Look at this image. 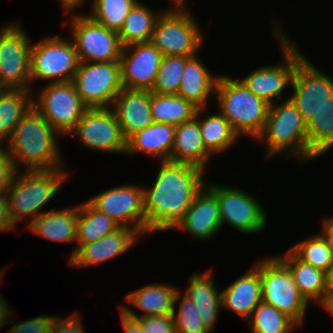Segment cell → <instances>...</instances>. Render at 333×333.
I'll return each mask as SVG.
<instances>
[{"mask_svg": "<svg viewBox=\"0 0 333 333\" xmlns=\"http://www.w3.org/2000/svg\"><path fill=\"white\" fill-rule=\"evenodd\" d=\"M205 174L190 164L160 161L154 183L142 186L145 236L177 228L194 197L206 184Z\"/></svg>", "mask_w": 333, "mask_h": 333, "instance_id": "obj_1", "label": "cell"}, {"mask_svg": "<svg viewBox=\"0 0 333 333\" xmlns=\"http://www.w3.org/2000/svg\"><path fill=\"white\" fill-rule=\"evenodd\" d=\"M60 137L32 106L16 125L3 149L13 160L16 170L57 169L66 167L59 149Z\"/></svg>", "mask_w": 333, "mask_h": 333, "instance_id": "obj_2", "label": "cell"}, {"mask_svg": "<svg viewBox=\"0 0 333 333\" xmlns=\"http://www.w3.org/2000/svg\"><path fill=\"white\" fill-rule=\"evenodd\" d=\"M66 168L16 171L6 192L8 214L16 228L22 222L26 227L46 212L44 206L55 200L71 175Z\"/></svg>", "mask_w": 333, "mask_h": 333, "instance_id": "obj_3", "label": "cell"}, {"mask_svg": "<svg viewBox=\"0 0 333 333\" xmlns=\"http://www.w3.org/2000/svg\"><path fill=\"white\" fill-rule=\"evenodd\" d=\"M254 142L265 143V161L292 157L301 166L317 160L308 147L306 122L289 96L269 105L264 129Z\"/></svg>", "mask_w": 333, "mask_h": 333, "instance_id": "obj_4", "label": "cell"}, {"mask_svg": "<svg viewBox=\"0 0 333 333\" xmlns=\"http://www.w3.org/2000/svg\"><path fill=\"white\" fill-rule=\"evenodd\" d=\"M220 74L215 88V104L234 131L255 141L264 129L269 104L250 91L239 78ZM219 109V110H218Z\"/></svg>", "mask_w": 333, "mask_h": 333, "instance_id": "obj_5", "label": "cell"}, {"mask_svg": "<svg viewBox=\"0 0 333 333\" xmlns=\"http://www.w3.org/2000/svg\"><path fill=\"white\" fill-rule=\"evenodd\" d=\"M273 39L279 46L281 62L259 66L249 71L247 75L238 77L243 84L269 105L284 100L282 95L291 87L293 73L297 64L306 56L296 41H293L284 24L275 16L272 17ZM288 87V88H287ZM286 90V91H285Z\"/></svg>", "mask_w": 333, "mask_h": 333, "instance_id": "obj_6", "label": "cell"}, {"mask_svg": "<svg viewBox=\"0 0 333 333\" xmlns=\"http://www.w3.org/2000/svg\"><path fill=\"white\" fill-rule=\"evenodd\" d=\"M198 20L188 7H166L155 22L151 43L164 56H195L205 46Z\"/></svg>", "mask_w": 333, "mask_h": 333, "instance_id": "obj_7", "label": "cell"}, {"mask_svg": "<svg viewBox=\"0 0 333 333\" xmlns=\"http://www.w3.org/2000/svg\"><path fill=\"white\" fill-rule=\"evenodd\" d=\"M69 38V39H68ZM78 53L70 37L54 34L46 35L38 42L31 43L30 84L47 81L49 83L71 82L79 66Z\"/></svg>", "mask_w": 333, "mask_h": 333, "instance_id": "obj_8", "label": "cell"}, {"mask_svg": "<svg viewBox=\"0 0 333 333\" xmlns=\"http://www.w3.org/2000/svg\"><path fill=\"white\" fill-rule=\"evenodd\" d=\"M65 10L63 27L69 28L80 62H115L121 58L122 48L118 32L107 29L85 13ZM69 16V18H68ZM71 34V35H70Z\"/></svg>", "mask_w": 333, "mask_h": 333, "instance_id": "obj_9", "label": "cell"}, {"mask_svg": "<svg viewBox=\"0 0 333 333\" xmlns=\"http://www.w3.org/2000/svg\"><path fill=\"white\" fill-rule=\"evenodd\" d=\"M262 302L286 314L299 327L305 320L309 304L300 295L292 273L274 254L260 259Z\"/></svg>", "mask_w": 333, "mask_h": 333, "instance_id": "obj_10", "label": "cell"}, {"mask_svg": "<svg viewBox=\"0 0 333 333\" xmlns=\"http://www.w3.org/2000/svg\"><path fill=\"white\" fill-rule=\"evenodd\" d=\"M209 183V184H208ZM218 200L221 227L224 224L240 234H260L268 224V213L258 197L236 186L207 182L205 184Z\"/></svg>", "mask_w": 333, "mask_h": 333, "instance_id": "obj_11", "label": "cell"}, {"mask_svg": "<svg viewBox=\"0 0 333 333\" xmlns=\"http://www.w3.org/2000/svg\"><path fill=\"white\" fill-rule=\"evenodd\" d=\"M32 92V106L61 136H68L88 107L72 82L45 83ZM39 90V91H38Z\"/></svg>", "mask_w": 333, "mask_h": 333, "instance_id": "obj_12", "label": "cell"}, {"mask_svg": "<svg viewBox=\"0 0 333 333\" xmlns=\"http://www.w3.org/2000/svg\"><path fill=\"white\" fill-rule=\"evenodd\" d=\"M22 21L0 27V83L5 89H31V43Z\"/></svg>", "mask_w": 333, "mask_h": 333, "instance_id": "obj_13", "label": "cell"}, {"mask_svg": "<svg viewBox=\"0 0 333 333\" xmlns=\"http://www.w3.org/2000/svg\"><path fill=\"white\" fill-rule=\"evenodd\" d=\"M71 82L88 108H110L123 89L120 62H80Z\"/></svg>", "mask_w": 333, "mask_h": 333, "instance_id": "obj_14", "label": "cell"}, {"mask_svg": "<svg viewBox=\"0 0 333 333\" xmlns=\"http://www.w3.org/2000/svg\"><path fill=\"white\" fill-rule=\"evenodd\" d=\"M69 135L88 151L126 153V139L111 107L88 108Z\"/></svg>", "mask_w": 333, "mask_h": 333, "instance_id": "obj_15", "label": "cell"}, {"mask_svg": "<svg viewBox=\"0 0 333 333\" xmlns=\"http://www.w3.org/2000/svg\"><path fill=\"white\" fill-rule=\"evenodd\" d=\"M116 186L101 191L87 201L120 226L133 228L145 238L142 184L125 183Z\"/></svg>", "mask_w": 333, "mask_h": 333, "instance_id": "obj_16", "label": "cell"}, {"mask_svg": "<svg viewBox=\"0 0 333 333\" xmlns=\"http://www.w3.org/2000/svg\"><path fill=\"white\" fill-rule=\"evenodd\" d=\"M315 66L305 56L296 66L289 98L296 105L305 122L310 120L333 98V76Z\"/></svg>", "mask_w": 333, "mask_h": 333, "instance_id": "obj_17", "label": "cell"}, {"mask_svg": "<svg viewBox=\"0 0 333 333\" xmlns=\"http://www.w3.org/2000/svg\"><path fill=\"white\" fill-rule=\"evenodd\" d=\"M163 57L151 42L123 47L119 60L122 87L151 91Z\"/></svg>", "mask_w": 333, "mask_h": 333, "instance_id": "obj_18", "label": "cell"}, {"mask_svg": "<svg viewBox=\"0 0 333 333\" xmlns=\"http://www.w3.org/2000/svg\"><path fill=\"white\" fill-rule=\"evenodd\" d=\"M143 238L135 229L120 226L117 230L105 235L99 240L83 245L68 261V267L87 268L102 265L106 261L116 259L130 252L138 240Z\"/></svg>", "mask_w": 333, "mask_h": 333, "instance_id": "obj_19", "label": "cell"}, {"mask_svg": "<svg viewBox=\"0 0 333 333\" xmlns=\"http://www.w3.org/2000/svg\"><path fill=\"white\" fill-rule=\"evenodd\" d=\"M222 229L218 200L206 186L196 194L190 207L186 210L184 220L176 230L187 232L190 237L204 242L214 239Z\"/></svg>", "mask_w": 333, "mask_h": 333, "instance_id": "obj_20", "label": "cell"}, {"mask_svg": "<svg viewBox=\"0 0 333 333\" xmlns=\"http://www.w3.org/2000/svg\"><path fill=\"white\" fill-rule=\"evenodd\" d=\"M222 309L247 321L262 302L260 259L221 291Z\"/></svg>", "mask_w": 333, "mask_h": 333, "instance_id": "obj_21", "label": "cell"}, {"mask_svg": "<svg viewBox=\"0 0 333 333\" xmlns=\"http://www.w3.org/2000/svg\"><path fill=\"white\" fill-rule=\"evenodd\" d=\"M187 279L186 290L181 292L192 300L205 329L212 333L222 310L221 290L215 284L213 268H208L201 273L197 270Z\"/></svg>", "mask_w": 333, "mask_h": 333, "instance_id": "obj_22", "label": "cell"}, {"mask_svg": "<svg viewBox=\"0 0 333 333\" xmlns=\"http://www.w3.org/2000/svg\"><path fill=\"white\" fill-rule=\"evenodd\" d=\"M152 283L126 293L124 298L128 305L122 303L117 307L133 318L173 314L175 296L179 288L169 283ZM129 304L143 313L138 314Z\"/></svg>", "mask_w": 333, "mask_h": 333, "instance_id": "obj_23", "label": "cell"}, {"mask_svg": "<svg viewBox=\"0 0 333 333\" xmlns=\"http://www.w3.org/2000/svg\"><path fill=\"white\" fill-rule=\"evenodd\" d=\"M111 108L126 140L153 123L149 90L123 88L114 99Z\"/></svg>", "mask_w": 333, "mask_h": 333, "instance_id": "obj_24", "label": "cell"}, {"mask_svg": "<svg viewBox=\"0 0 333 333\" xmlns=\"http://www.w3.org/2000/svg\"><path fill=\"white\" fill-rule=\"evenodd\" d=\"M199 54L186 61L177 95L192 102L198 108H210L212 104L210 100L215 96L219 75L213 73L207 64L202 62Z\"/></svg>", "mask_w": 333, "mask_h": 333, "instance_id": "obj_25", "label": "cell"}, {"mask_svg": "<svg viewBox=\"0 0 333 333\" xmlns=\"http://www.w3.org/2000/svg\"><path fill=\"white\" fill-rule=\"evenodd\" d=\"M78 203L64 208H52L33 220L25 229L48 241L75 244L77 238Z\"/></svg>", "mask_w": 333, "mask_h": 333, "instance_id": "obj_26", "label": "cell"}, {"mask_svg": "<svg viewBox=\"0 0 333 333\" xmlns=\"http://www.w3.org/2000/svg\"><path fill=\"white\" fill-rule=\"evenodd\" d=\"M174 137L175 126L153 122L150 126L134 133L126 140L125 155L130 157L142 153V155L145 154L153 160L169 161Z\"/></svg>", "mask_w": 333, "mask_h": 333, "instance_id": "obj_27", "label": "cell"}, {"mask_svg": "<svg viewBox=\"0 0 333 333\" xmlns=\"http://www.w3.org/2000/svg\"><path fill=\"white\" fill-rule=\"evenodd\" d=\"M292 273L300 295L310 305H319L329 290L326 272L300 260L289 248L275 254Z\"/></svg>", "mask_w": 333, "mask_h": 333, "instance_id": "obj_28", "label": "cell"}, {"mask_svg": "<svg viewBox=\"0 0 333 333\" xmlns=\"http://www.w3.org/2000/svg\"><path fill=\"white\" fill-rule=\"evenodd\" d=\"M213 156L206 150L198 121H191L175 126L174 143L169 161L190 164L207 172L209 160Z\"/></svg>", "mask_w": 333, "mask_h": 333, "instance_id": "obj_29", "label": "cell"}, {"mask_svg": "<svg viewBox=\"0 0 333 333\" xmlns=\"http://www.w3.org/2000/svg\"><path fill=\"white\" fill-rule=\"evenodd\" d=\"M207 109L198 108L195 119L198 121L206 150L214 157L221 156L234 147L240 137L219 111L209 113Z\"/></svg>", "mask_w": 333, "mask_h": 333, "instance_id": "obj_30", "label": "cell"}, {"mask_svg": "<svg viewBox=\"0 0 333 333\" xmlns=\"http://www.w3.org/2000/svg\"><path fill=\"white\" fill-rule=\"evenodd\" d=\"M120 225L104 213L95 209L87 200L78 203L76 245L69 253V261L83 246L93 243L117 230Z\"/></svg>", "mask_w": 333, "mask_h": 333, "instance_id": "obj_31", "label": "cell"}, {"mask_svg": "<svg viewBox=\"0 0 333 333\" xmlns=\"http://www.w3.org/2000/svg\"><path fill=\"white\" fill-rule=\"evenodd\" d=\"M143 2V0H139L133 6L124 21L123 27L118 32L123 47L136 43L151 42L155 22L166 9H153Z\"/></svg>", "mask_w": 333, "mask_h": 333, "instance_id": "obj_32", "label": "cell"}, {"mask_svg": "<svg viewBox=\"0 0 333 333\" xmlns=\"http://www.w3.org/2000/svg\"><path fill=\"white\" fill-rule=\"evenodd\" d=\"M31 89H4L0 94V146L10 139L21 118L32 107Z\"/></svg>", "mask_w": 333, "mask_h": 333, "instance_id": "obj_33", "label": "cell"}, {"mask_svg": "<svg viewBox=\"0 0 333 333\" xmlns=\"http://www.w3.org/2000/svg\"><path fill=\"white\" fill-rule=\"evenodd\" d=\"M150 108L153 122L173 126L195 118L198 107L178 95L157 94L150 91Z\"/></svg>", "mask_w": 333, "mask_h": 333, "instance_id": "obj_34", "label": "cell"}, {"mask_svg": "<svg viewBox=\"0 0 333 333\" xmlns=\"http://www.w3.org/2000/svg\"><path fill=\"white\" fill-rule=\"evenodd\" d=\"M308 147L321 159L333 148V98L306 122Z\"/></svg>", "mask_w": 333, "mask_h": 333, "instance_id": "obj_35", "label": "cell"}, {"mask_svg": "<svg viewBox=\"0 0 333 333\" xmlns=\"http://www.w3.org/2000/svg\"><path fill=\"white\" fill-rule=\"evenodd\" d=\"M246 324L251 329L250 333H292L300 328L286 314L264 302L253 310Z\"/></svg>", "mask_w": 333, "mask_h": 333, "instance_id": "obj_36", "label": "cell"}, {"mask_svg": "<svg viewBox=\"0 0 333 333\" xmlns=\"http://www.w3.org/2000/svg\"><path fill=\"white\" fill-rule=\"evenodd\" d=\"M300 260L327 274L333 263V252L320 233L308 235L289 248Z\"/></svg>", "mask_w": 333, "mask_h": 333, "instance_id": "obj_37", "label": "cell"}, {"mask_svg": "<svg viewBox=\"0 0 333 333\" xmlns=\"http://www.w3.org/2000/svg\"><path fill=\"white\" fill-rule=\"evenodd\" d=\"M139 0H91L90 12H86L93 20L107 29L119 32L129 11Z\"/></svg>", "mask_w": 333, "mask_h": 333, "instance_id": "obj_38", "label": "cell"}, {"mask_svg": "<svg viewBox=\"0 0 333 333\" xmlns=\"http://www.w3.org/2000/svg\"><path fill=\"white\" fill-rule=\"evenodd\" d=\"M192 56H164L151 92L177 95L186 61Z\"/></svg>", "mask_w": 333, "mask_h": 333, "instance_id": "obj_39", "label": "cell"}, {"mask_svg": "<svg viewBox=\"0 0 333 333\" xmlns=\"http://www.w3.org/2000/svg\"><path fill=\"white\" fill-rule=\"evenodd\" d=\"M172 315L176 333H209L198 316L194 303L180 289L175 296Z\"/></svg>", "mask_w": 333, "mask_h": 333, "instance_id": "obj_40", "label": "cell"}, {"mask_svg": "<svg viewBox=\"0 0 333 333\" xmlns=\"http://www.w3.org/2000/svg\"><path fill=\"white\" fill-rule=\"evenodd\" d=\"M56 318V315H47L42 314L37 317L25 319L24 321H19L18 323L16 320L9 321V324H11L10 329L7 331L8 333H50L51 327L53 325V322Z\"/></svg>", "mask_w": 333, "mask_h": 333, "instance_id": "obj_41", "label": "cell"}, {"mask_svg": "<svg viewBox=\"0 0 333 333\" xmlns=\"http://www.w3.org/2000/svg\"><path fill=\"white\" fill-rule=\"evenodd\" d=\"M136 319L140 322L143 333H176L172 314L165 316H146Z\"/></svg>", "mask_w": 333, "mask_h": 333, "instance_id": "obj_42", "label": "cell"}, {"mask_svg": "<svg viewBox=\"0 0 333 333\" xmlns=\"http://www.w3.org/2000/svg\"><path fill=\"white\" fill-rule=\"evenodd\" d=\"M82 316L78 312H73L67 316H56L50 333H85Z\"/></svg>", "mask_w": 333, "mask_h": 333, "instance_id": "obj_43", "label": "cell"}, {"mask_svg": "<svg viewBox=\"0 0 333 333\" xmlns=\"http://www.w3.org/2000/svg\"><path fill=\"white\" fill-rule=\"evenodd\" d=\"M16 171L13 160L0 146V194H6Z\"/></svg>", "mask_w": 333, "mask_h": 333, "instance_id": "obj_44", "label": "cell"}, {"mask_svg": "<svg viewBox=\"0 0 333 333\" xmlns=\"http://www.w3.org/2000/svg\"><path fill=\"white\" fill-rule=\"evenodd\" d=\"M6 269H1L0 270V286L3 284V275H5ZM2 281V282H1ZM13 307H10V304L5 300V297L3 298V294H0V330L6 325H9V321L12 318V310Z\"/></svg>", "mask_w": 333, "mask_h": 333, "instance_id": "obj_45", "label": "cell"}, {"mask_svg": "<svg viewBox=\"0 0 333 333\" xmlns=\"http://www.w3.org/2000/svg\"><path fill=\"white\" fill-rule=\"evenodd\" d=\"M17 229L11 222L8 214L6 194H0V232H9Z\"/></svg>", "mask_w": 333, "mask_h": 333, "instance_id": "obj_46", "label": "cell"}, {"mask_svg": "<svg viewBox=\"0 0 333 333\" xmlns=\"http://www.w3.org/2000/svg\"><path fill=\"white\" fill-rule=\"evenodd\" d=\"M119 315L121 318V325L123 328V332L125 333H143L142 327L140 325V322L133 317H130L126 313H124L120 308Z\"/></svg>", "mask_w": 333, "mask_h": 333, "instance_id": "obj_47", "label": "cell"}, {"mask_svg": "<svg viewBox=\"0 0 333 333\" xmlns=\"http://www.w3.org/2000/svg\"><path fill=\"white\" fill-rule=\"evenodd\" d=\"M321 222V230L319 233L323 236V238L327 241L328 246L331 248L333 252V216L324 215Z\"/></svg>", "mask_w": 333, "mask_h": 333, "instance_id": "obj_48", "label": "cell"}, {"mask_svg": "<svg viewBox=\"0 0 333 333\" xmlns=\"http://www.w3.org/2000/svg\"><path fill=\"white\" fill-rule=\"evenodd\" d=\"M89 0H58L60 7L62 8L61 10H71L74 9L75 12L80 8H84L87 6ZM86 4V5H85Z\"/></svg>", "mask_w": 333, "mask_h": 333, "instance_id": "obj_49", "label": "cell"}, {"mask_svg": "<svg viewBox=\"0 0 333 333\" xmlns=\"http://www.w3.org/2000/svg\"><path fill=\"white\" fill-rule=\"evenodd\" d=\"M317 307L322 308L321 310L328 313L327 315L333 317V289L329 288L325 297Z\"/></svg>", "mask_w": 333, "mask_h": 333, "instance_id": "obj_50", "label": "cell"}, {"mask_svg": "<svg viewBox=\"0 0 333 333\" xmlns=\"http://www.w3.org/2000/svg\"><path fill=\"white\" fill-rule=\"evenodd\" d=\"M168 1V0H167ZM171 7H188L187 0H169Z\"/></svg>", "mask_w": 333, "mask_h": 333, "instance_id": "obj_51", "label": "cell"}, {"mask_svg": "<svg viewBox=\"0 0 333 333\" xmlns=\"http://www.w3.org/2000/svg\"><path fill=\"white\" fill-rule=\"evenodd\" d=\"M328 275V286L330 289H333V263Z\"/></svg>", "mask_w": 333, "mask_h": 333, "instance_id": "obj_52", "label": "cell"}, {"mask_svg": "<svg viewBox=\"0 0 333 333\" xmlns=\"http://www.w3.org/2000/svg\"><path fill=\"white\" fill-rule=\"evenodd\" d=\"M4 87L1 85V83H0V94L4 91Z\"/></svg>", "mask_w": 333, "mask_h": 333, "instance_id": "obj_53", "label": "cell"}]
</instances>
